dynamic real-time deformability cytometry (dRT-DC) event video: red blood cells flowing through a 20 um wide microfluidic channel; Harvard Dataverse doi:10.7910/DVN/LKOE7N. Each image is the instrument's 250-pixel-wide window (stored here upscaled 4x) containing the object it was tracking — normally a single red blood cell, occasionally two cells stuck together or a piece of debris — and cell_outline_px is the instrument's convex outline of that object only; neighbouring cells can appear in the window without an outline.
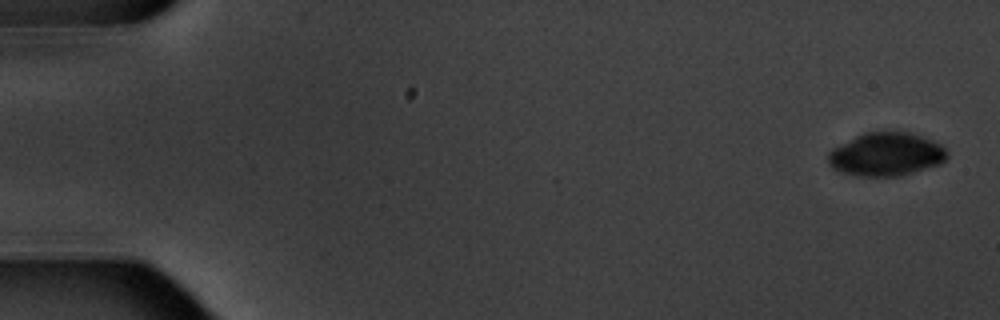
{"species": "common noctule bat (a hibernating species)", "species_latin": "Nyctalus noctula", "temperature_condition": "warm", "stored_images_in_passage": 5, "camera_frame_rate_fps": 3000, "um_per_image_px": 0.085, "animal": {"sex": "male", "body_mass_g": 20.1, "forearm_length_mm": 53.5}, "frame": {"image": 1, "passage_image": 1, "time_ms": 0.0, "image_size_px": [1000, 320], "cell_outline_px": [[948, 156], [940, 164], [900, 176], [860, 176], [844, 172], [832, 168], [828, 164], [828, 152], [832, 148], [864, 132], [912, 132], [932, 140], [940, 144], [948, 152]], "centroid_in_image_um": [75.33, 13.11], "position_along_channel_um": 9.7, "area_um2": 30.0}}